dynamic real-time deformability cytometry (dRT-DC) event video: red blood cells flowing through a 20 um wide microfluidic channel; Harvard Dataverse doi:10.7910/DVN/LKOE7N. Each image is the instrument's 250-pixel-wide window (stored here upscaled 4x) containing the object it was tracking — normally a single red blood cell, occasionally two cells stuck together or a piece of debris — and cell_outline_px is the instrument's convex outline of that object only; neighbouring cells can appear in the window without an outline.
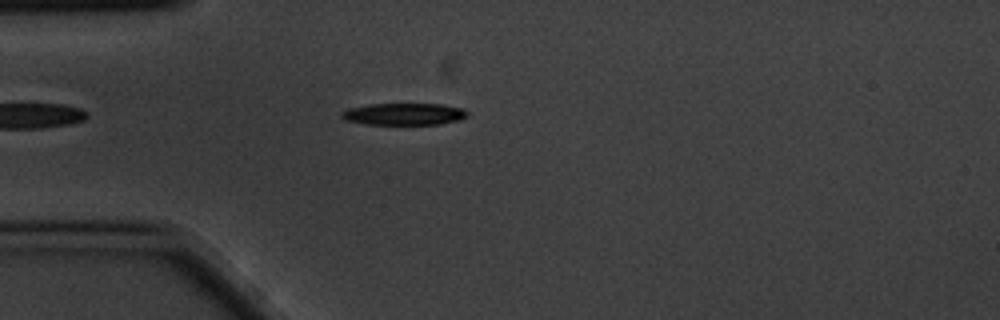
{"species": "common noctule bat (a hibernating species)", "species_latin": "Nyctalus noctula", "temperature_condition": "cold", "stored_images_in_passage": 3, "camera_frame_rate_fps": 3000, "um_per_image_px": 0.085, "animal": {"sex": "male", "body_mass_g": 20.1, "forearm_length_mm": 53.5}, "frame": {"image": 1, "passage_image": 2, "time_ms": 0.333, "image_size_px": [1000, 320], "cell_outline_px": [[468, 116], [460, 120], [440, 124], [364, 124], [344, 120], [340, 116], [340, 112], [348, 108], [368, 104], [440, 104], [464, 108], [468, 112]], "centroid_in_image_um": [34.33, 9.69], "position_along_channel_um": 50.7, "area_um2": 16.24}}